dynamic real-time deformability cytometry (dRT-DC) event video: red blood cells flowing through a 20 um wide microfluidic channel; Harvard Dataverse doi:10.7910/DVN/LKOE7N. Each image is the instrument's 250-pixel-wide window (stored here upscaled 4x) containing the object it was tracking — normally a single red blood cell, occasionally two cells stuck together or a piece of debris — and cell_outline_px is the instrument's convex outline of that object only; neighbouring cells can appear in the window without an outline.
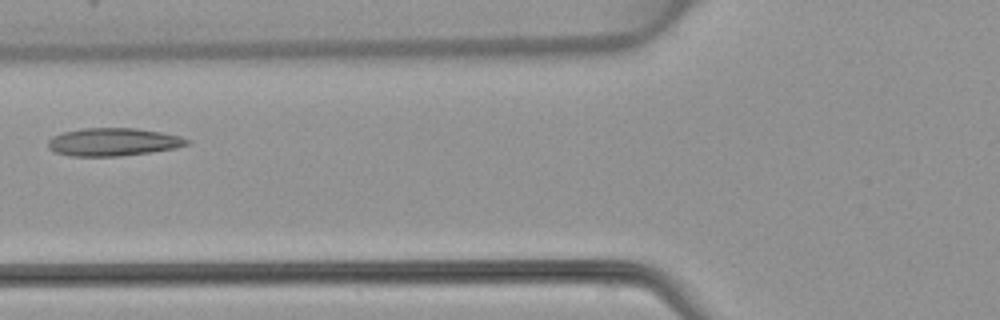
{"species": "common noctule bat (a hibernating species)", "species_latin": "Nyctalus noctula", "temperature_condition": "warm", "stored_images_in_passage": 6, "camera_frame_rate_fps": 3000, "um_per_image_px": 0.085, "animal": {"sex": "female", "body_mass_g": 22.7, "forearm_length_mm": 54.2}, "frame": {"image": 1, "passage_image": 5, "time_ms": 5.0, "image_size_px": [1000, 320], "cell_outline_px": [[192, 144], [176, 148], [120, 156], [72, 156], [52, 152], [48, 148], [48, 140], [52, 136], [64, 132], [84, 128], [136, 128], [160, 132], [180, 136], [188, 140]], "centroid_in_image_um": [9.6, 12.07], "position_along_channel_um": 116.2, "area_um2": 22.6}}
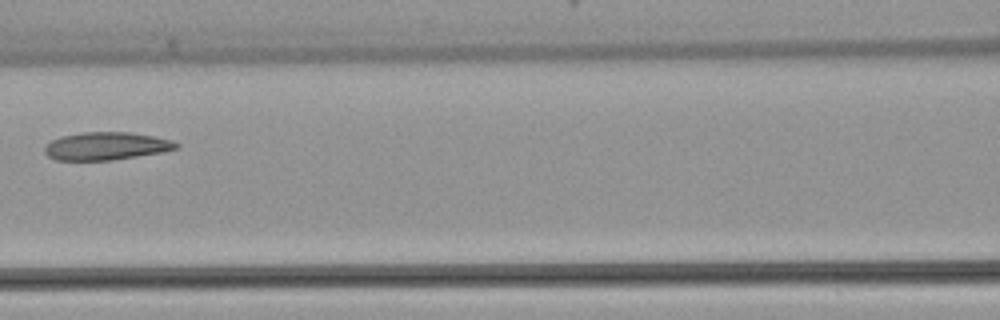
{"frame": {"image": 2, "passage_image": 6, "time_ms": 6.0, "image_size_px": [1000, 320], "cell_outline_px": [[180, 148], [164, 152], [112, 160], [56, 160], [48, 156], [44, 152], [44, 148], [52, 140], [60, 136], [80, 132], [128, 132], [152, 136], [172, 140], [180, 144]], "centroid_in_image_um": [9.05, 12.41], "position_along_channel_um": 157.6, "area_um2": 21.44}}